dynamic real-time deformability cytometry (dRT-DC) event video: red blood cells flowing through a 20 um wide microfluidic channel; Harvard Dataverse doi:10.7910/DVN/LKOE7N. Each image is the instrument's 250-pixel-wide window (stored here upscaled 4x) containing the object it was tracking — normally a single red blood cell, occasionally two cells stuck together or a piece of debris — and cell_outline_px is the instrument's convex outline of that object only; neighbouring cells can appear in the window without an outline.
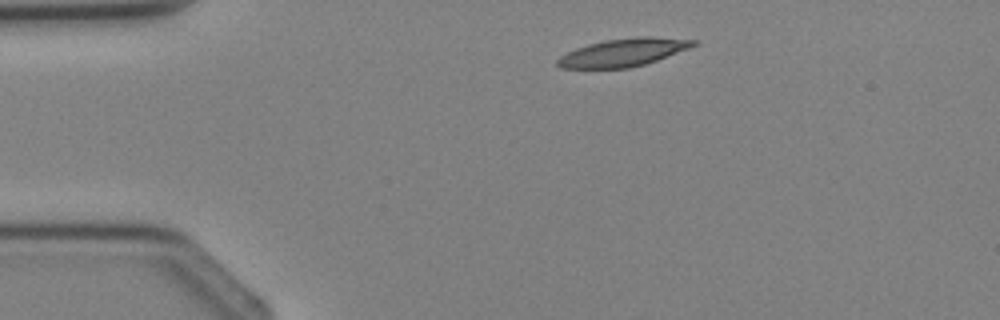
{"species": "Egyptian fruit bat (a non-hibernating species)", "species_latin": "Rousettus aegyptiacus", "temperature_condition": "cold", "stored_images_in_passage": 2, "camera_frame_rate_fps": 3000, "um_per_image_px": 0.085, "animal": {"sex": "female"}, "frame": {"image": 1, "passage_image": 1, "time_ms": 0.0, "image_size_px": [1000, 320], "cell_outline_px": [[700, 44], [656, 60], [644, 64], [628, 68], [560, 68], [556, 64], [556, 60], [560, 56], [576, 48], [588, 44], [604, 40], [636, 36], [652, 36], [696, 40]], "centroid_in_image_um": [52.98, 4.44], "position_along_channel_um": 32.0, "area_um2": 22.08}}